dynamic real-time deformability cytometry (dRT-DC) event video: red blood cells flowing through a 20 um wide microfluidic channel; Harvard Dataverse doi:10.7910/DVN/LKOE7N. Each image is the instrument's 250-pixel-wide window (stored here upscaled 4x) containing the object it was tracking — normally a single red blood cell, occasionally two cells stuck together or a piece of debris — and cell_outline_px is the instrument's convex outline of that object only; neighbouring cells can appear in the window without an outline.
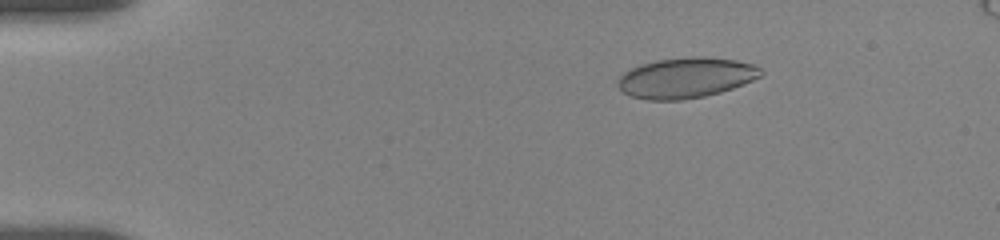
{"species": "human", "species_latin": "Homo sapiens", "temperature_condition": "room temperature", "stored_images_in_passage": 9, "camera_frame_rate_fps": 3000, "um_per_image_px": 0.085, "donor": {"sex": "female"}, "frame": {"image": 1, "passage_image": 3, "time_ms": 2.0, "image_size_px": [1000, 240], "cell_outline_px": [[764, 72], [760, 76], [752, 80], [732, 88], [720, 92], [704, 96], [680, 100], [648, 100], [632, 96], [624, 92], [616, 84], [616, 80], [624, 72], [640, 64], [656, 60], [688, 56], [704, 56], [736, 60], [756, 64]], "centroid_in_image_um": [58.3, 6.59], "position_along_channel_um": 26.7, "area_um2": 33.81}}